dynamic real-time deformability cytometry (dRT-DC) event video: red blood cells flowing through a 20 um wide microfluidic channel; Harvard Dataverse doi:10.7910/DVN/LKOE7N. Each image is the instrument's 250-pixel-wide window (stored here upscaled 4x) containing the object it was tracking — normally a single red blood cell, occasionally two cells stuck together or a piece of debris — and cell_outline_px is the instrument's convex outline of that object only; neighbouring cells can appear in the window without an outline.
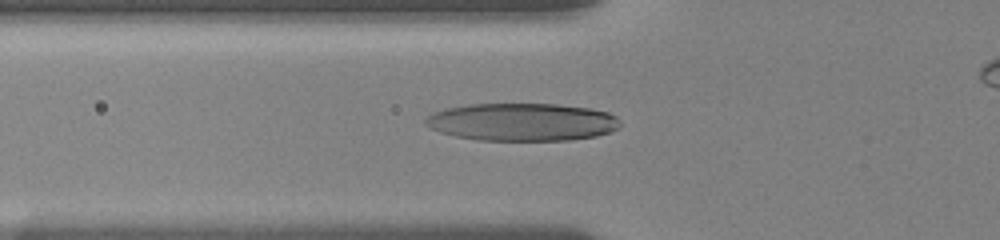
{"species": "human", "species_latin": "Homo sapiens", "temperature_condition": "room temperature", "stored_images_in_passage": 48, "camera_frame_rate_fps": 3000, "um_per_image_px": 0.085, "donor": {"sex": "female"}, "frame": {"image": 1, "passage_image": 12, "time_ms": 3.667, "image_size_px": [1000, 240], "cell_outline_px": [[620, 128], [612, 132], [596, 136], [568, 140], [476, 140], [456, 136], [440, 132], [428, 128], [424, 124], [424, 120], [432, 112], [448, 108], [468, 104], [556, 104], [592, 108], [608, 112], [616, 116], [620, 120]], "centroid_in_image_um": [44.4, 10.37], "position_along_channel_um": 81.4, "area_um2": 43.18}}
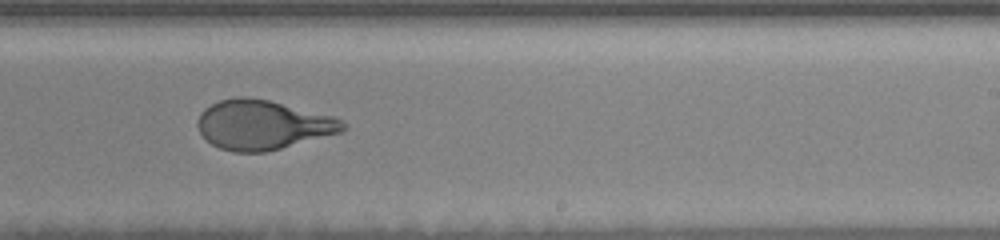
{"frame": {"image": 2, "passage_image": 29, "time_ms": 8.667, "image_size_px": [1000, 240], "cell_outline_px": [[348, 128], [340, 132], [280, 148], [264, 152], [232, 152], [220, 148], [212, 144], [200, 132], [196, 124], [200, 112], [204, 108], [220, 100], [236, 96], [248, 96], [268, 100], [332, 116], [348, 124]], "centroid_in_image_um": [22.3, 10.6], "position_along_channel_um": 266.7, "area_um2": 41.56}}
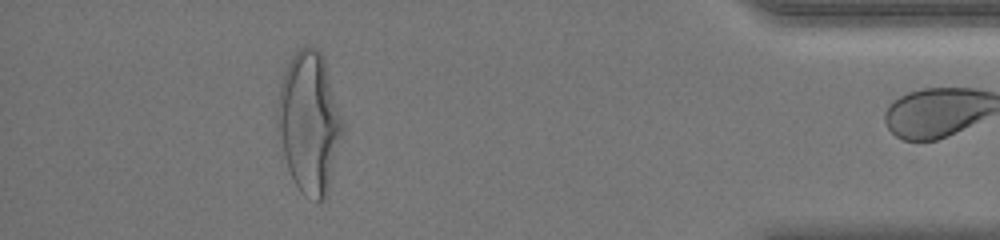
{"frame": {"image": 3, "passage_image": 47, "time_ms": 13.667, "image_size_px": [1000, 240], "cell_outline_px": [[344, 128], [328, 192], [324, 200], [316, 204], [304, 196], [300, 192], [288, 168], [276, 132], [276, 112], [280, 88], [284, 72], [296, 48], [304, 44], [308, 44], [316, 48], [320, 52], [324, 60], [344, 120]], "centroid_in_image_um": [26.28, 10.43], "position_along_channel_um": 408.9, "area_um2": 54.33}}